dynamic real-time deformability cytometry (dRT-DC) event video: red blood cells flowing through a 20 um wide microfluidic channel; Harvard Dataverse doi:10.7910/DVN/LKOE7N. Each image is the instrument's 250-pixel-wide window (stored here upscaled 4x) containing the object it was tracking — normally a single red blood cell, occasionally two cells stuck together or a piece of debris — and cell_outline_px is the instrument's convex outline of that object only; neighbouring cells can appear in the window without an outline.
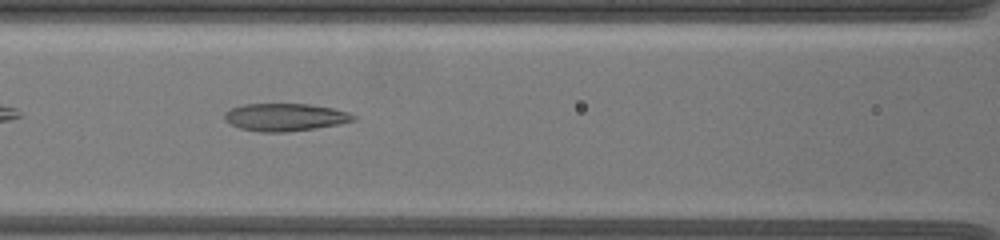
{"species": "common noctule bat (a hibernating species)", "species_latin": "Nyctalus noctula", "temperature_condition": "warm", "stored_images_in_passage": 33, "camera_frame_rate_fps": 3000, "um_per_image_px": 0.085, "animal": {"sex": "female", "body_mass_g": 19.5, "forearm_length_mm": 54.1}, "frame": {"image": 1, "passage_image": 11, "time_ms": 3.333, "image_size_px": [1000, 240], "cell_outline_px": [[356, 120], [340, 124], [316, 128], [288, 132], [260, 132], [240, 128], [224, 120], [224, 112], [232, 108], [244, 104], [308, 104], [332, 108], [348, 112], [356, 116]], "centroid_in_image_um": [24.24, 9.96], "position_along_channel_um": 142.4, "area_um2": 20.75}}
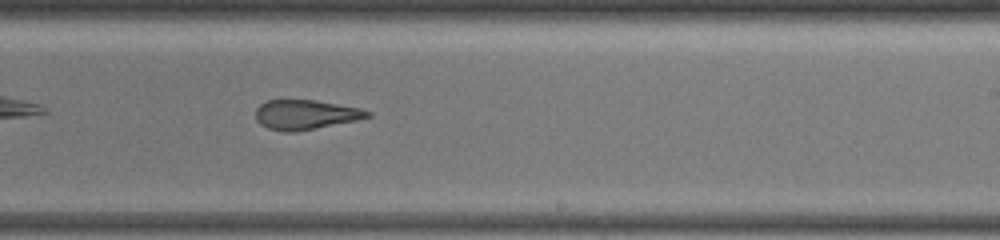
{"frame": {"image": 2, "passage_image": 20, "time_ms": 6.333, "image_size_px": [1000, 240], "cell_outline_px": [[372, 116], [356, 120], [296, 132], [280, 132], [268, 128], [260, 124], [256, 120], [256, 108], [260, 104], [268, 100], [316, 100], [360, 108], [372, 112]], "centroid_in_image_um": [25.96, 9.75], "position_along_channel_um": 263.0, "area_um2": 19.36}}
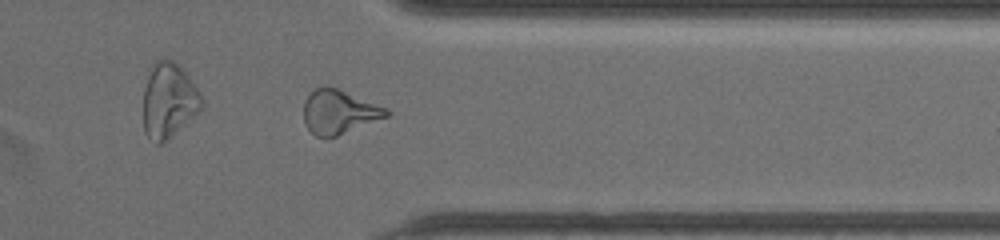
{"frame": {"image": 3, "passage_image": 29, "time_ms": 9.333, "image_size_px": [1000, 240], "cell_outline_px": [[392, 112], [388, 116], [336, 136], [316, 136], [304, 124], [304, 100], [316, 88], [324, 84], [336, 88], [388, 108]], "centroid_in_image_um": [28.82, 9.49], "position_along_channel_um": 382.6, "area_um2": 20.98}}